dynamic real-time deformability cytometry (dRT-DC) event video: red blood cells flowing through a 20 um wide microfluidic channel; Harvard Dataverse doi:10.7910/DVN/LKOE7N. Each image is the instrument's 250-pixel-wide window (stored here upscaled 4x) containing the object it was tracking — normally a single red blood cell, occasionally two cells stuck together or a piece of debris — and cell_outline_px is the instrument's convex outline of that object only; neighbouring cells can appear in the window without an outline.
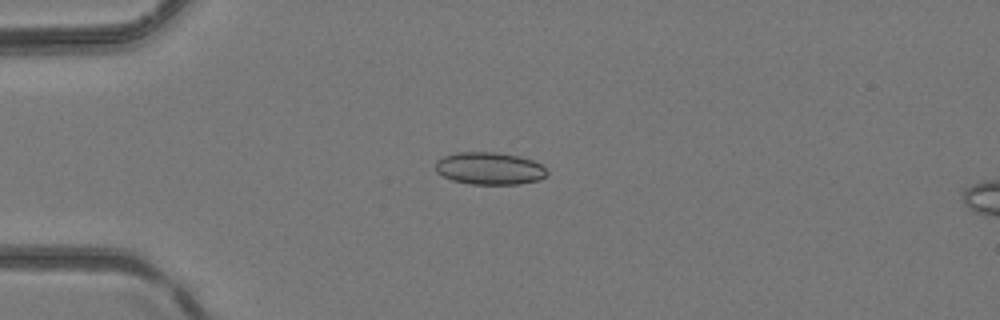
{"species": "common noctule bat (a hibernating species)", "species_latin": "Nyctalus noctula", "temperature_condition": "room temperature", "stored_images_in_passage": 5, "camera_frame_rate_fps": 3000, "um_per_image_px": 0.085, "animal": {"sex": "female", "body_mass_g": 24.6, "forearm_length_mm": 56.2}, "frame": {"image": 1, "passage_image": 3, "time_ms": 0.667, "image_size_px": [1000, 320], "cell_outline_px": [[548, 172], [540, 180], [520, 184], [472, 184], [452, 180], [436, 172], [436, 160], [444, 156], [456, 152], [500, 152], [520, 156], [532, 160], [540, 164]], "centroid_in_image_um": [41.6, 14.31], "position_along_channel_um": 43.4, "area_um2": 21.1}}
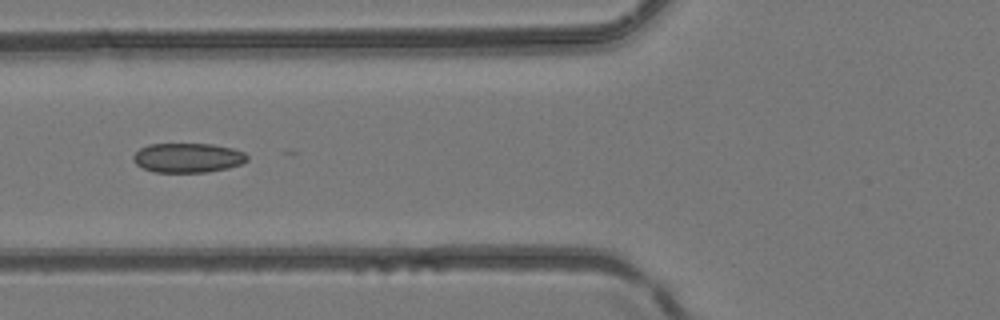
{"frame": {"image": 2, "passage_image": 5, "time_ms": 1.333, "image_size_px": [1000, 320], "cell_outline_px": [[248, 160], [240, 164], [228, 168], [208, 172], [156, 172], [144, 168], [136, 164], [132, 160], [132, 156], [140, 148], [148, 144], [212, 144], [232, 148], [244, 152], [248, 156]], "centroid_in_image_um": [15.96, 13.41], "position_along_channel_um": 109.8, "area_um2": 19.59}}